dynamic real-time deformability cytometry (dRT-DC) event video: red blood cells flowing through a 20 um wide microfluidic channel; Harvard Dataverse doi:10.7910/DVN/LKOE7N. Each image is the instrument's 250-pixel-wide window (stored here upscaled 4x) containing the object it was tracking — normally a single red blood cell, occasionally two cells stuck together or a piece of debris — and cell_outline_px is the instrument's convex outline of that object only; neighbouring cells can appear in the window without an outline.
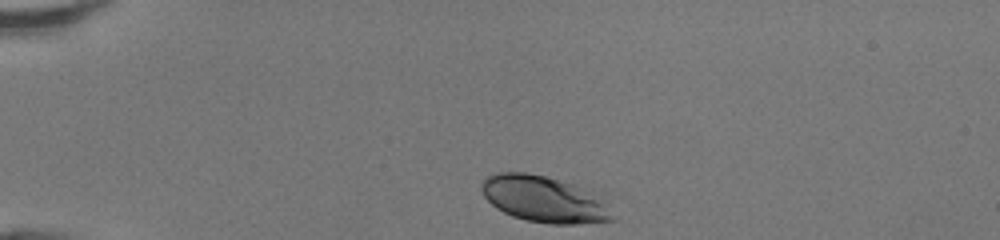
{"species": "human", "species_latin": "Homo sapiens", "temperature_condition": "room temperature", "stored_images_in_passage": 31, "camera_frame_rate_fps": 3000, "um_per_image_px": 0.085, "donor": {"sex": "female"}, "frame": {"image": 1, "passage_image": 1, "time_ms": 0.0, "image_size_px": [1000, 240], "cell_outline_px": [[620, 220], [580, 224], [548, 224], [528, 220], [512, 216], [496, 208], [484, 196], [480, 188], [480, 184], [488, 176], [496, 172], [528, 172], [544, 176], [572, 184], [608, 200]], "centroid_in_image_um": [46.34, 16.96], "position_along_channel_um": 38.7, "area_um2": 35.89}}
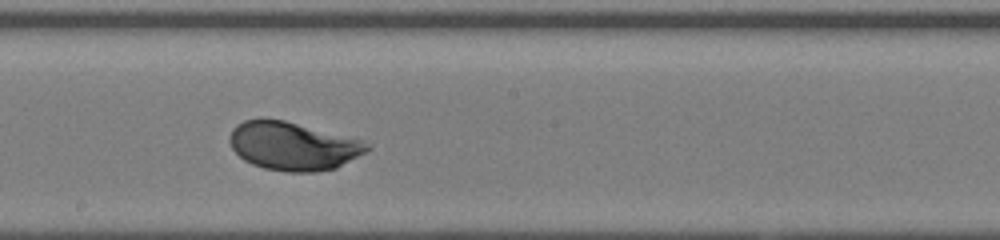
{"frame": {"image": 2, "passage_image": 18, "time_ms": 5.667, "image_size_px": [1000, 240], "cell_outline_px": [[372, 148], [336, 168], [316, 172], [288, 172], [264, 168], [252, 164], [244, 160], [232, 148], [228, 140], [232, 128], [236, 124], [244, 120], [284, 120], [364, 140], [372, 144]], "centroid_in_image_um": [24.93, 12.42], "position_along_channel_um": 223.3, "area_um2": 38.61}}
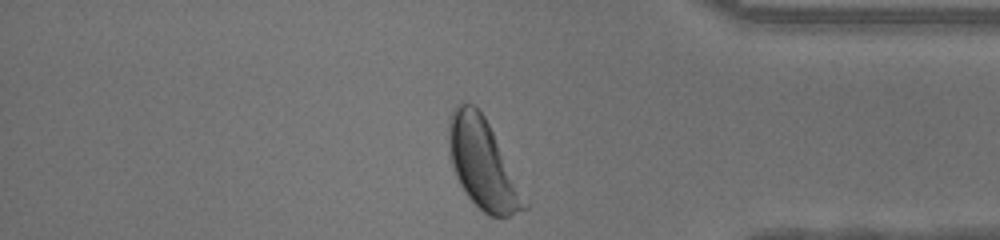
{"frame": {"image": 3, "passage_image": 31, "time_ms": 10.0, "image_size_px": [1000, 240], "cell_outline_px": [[528, 208], [508, 216], [488, 216], [464, 192], [456, 176], [448, 152], [448, 116], [452, 108], [456, 104], [472, 104], [484, 116], [528, 204]], "centroid_in_image_um": [40.97, 13.92], "position_along_channel_um": 394.2, "area_um2": 38.61}, "authors_computed_cell_mechanics": {"area_um2": 38.2058, "velocity_mm_per_s": 4.2707, "shape_relaxation_time_tau1_ms": 2.0435, "shape_relaxation_time_tau2_ms": null, "deformation_change_tau1": 0.1469, "deformation_change_tau2": null}}